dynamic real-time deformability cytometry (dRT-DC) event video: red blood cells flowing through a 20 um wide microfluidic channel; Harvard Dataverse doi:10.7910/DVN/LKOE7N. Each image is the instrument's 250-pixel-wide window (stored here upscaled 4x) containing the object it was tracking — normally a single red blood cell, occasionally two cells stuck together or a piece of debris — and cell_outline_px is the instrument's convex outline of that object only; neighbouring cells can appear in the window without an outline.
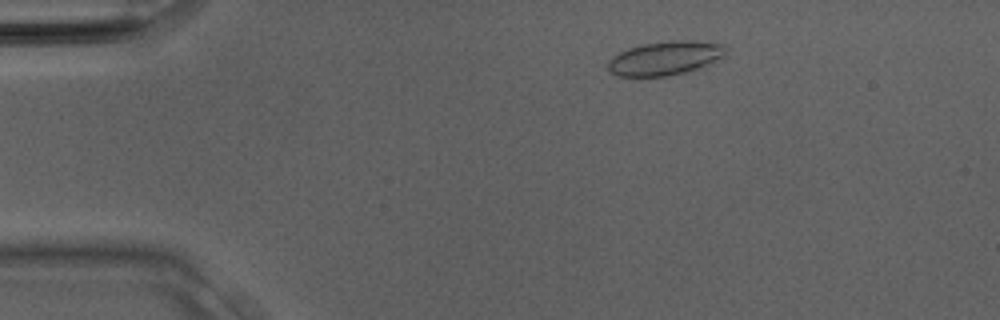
{"species": "Egyptian fruit bat (a non-hibernating species)", "species_latin": "Rousettus aegyptiacus", "temperature_condition": "room temperature", "stored_images_in_passage": 30, "camera_frame_rate_fps": 3000, "um_per_image_px": 0.085, "animal": {"sex": "male"}, "frame": {"image": 1, "passage_image": 3, "time_ms": 0.667, "image_size_px": [1000, 320], "cell_outline_px": [[724, 56], [704, 68], [688, 72], [668, 76], [616, 76], [608, 72], [608, 60], [612, 56], [628, 48], [640, 44], [668, 40], [696, 40], [724, 44]], "centroid_in_image_um": [56.53, 4.94], "position_along_channel_um": 28.5, "area_um2": 23.81}}
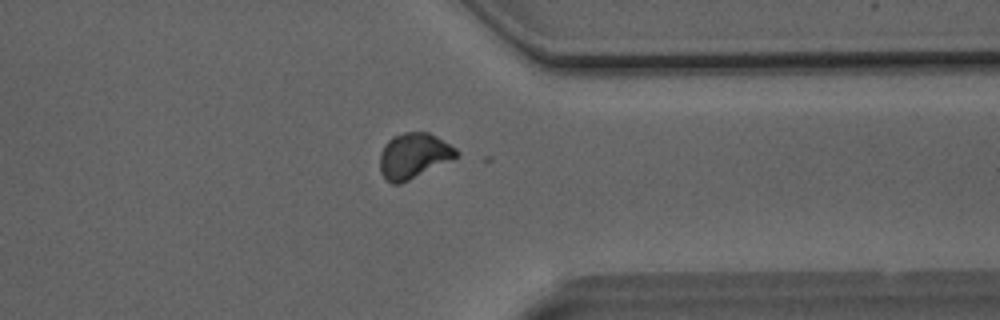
{"frame": {"image": 2, "passage_image": 23, "time_ms": 7.333, "image_size_px": [1000, 320], "cell_outline_px": [[460, 156], [452, 160], [400, 184], [392, 184], [380, 172], [380, 152], [384, 144], [392, 136], [404, 132], [428, 132], [436, 136], [456, 148], [460, 152]], "centroid_in_image_um": [35.17, 13.23], "position_along_channel_um": 376.2, "area_um2": 20.35}}
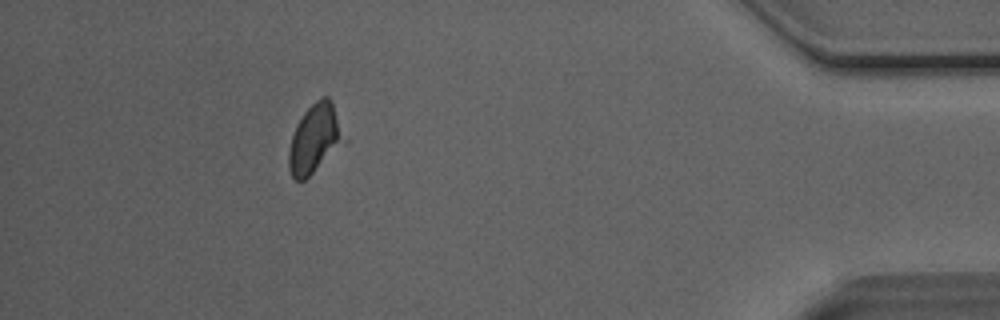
{"frame": {"image": 3, "passage_image": 27, "time_ms": 8.667, "image_size_px": [1000, 320], "cell_outline_px": [[348, 144], [304, 180], [296, 180], [292, 176], [288, 164], [288, 152], [292, 136], [296, 124], [304, 112], [320, 96], [328, 96], [332, 104], [348, 140]], "centroid_in_image_um": [26.82, 11.82], "position_along_channel_um": 408.4, "area_um2": 22.66}}